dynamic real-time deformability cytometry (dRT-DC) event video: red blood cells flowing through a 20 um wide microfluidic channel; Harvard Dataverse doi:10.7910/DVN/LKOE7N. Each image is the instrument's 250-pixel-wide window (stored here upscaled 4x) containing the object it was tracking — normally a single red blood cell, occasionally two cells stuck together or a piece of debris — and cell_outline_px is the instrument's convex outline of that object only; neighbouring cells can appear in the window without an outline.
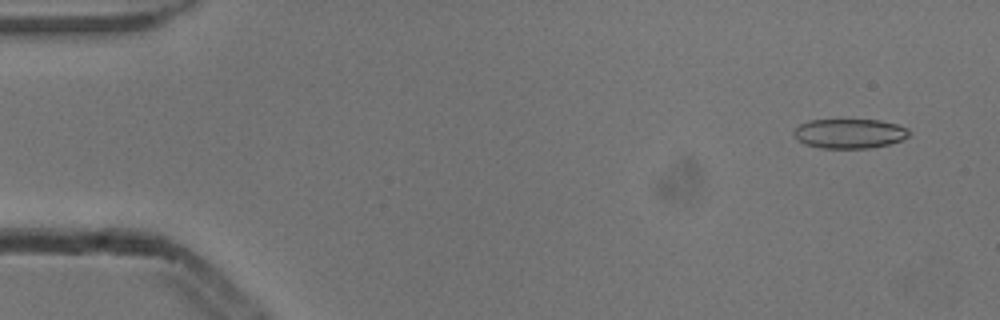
{"species": "common noctule bat (a hibernating species)", "species_latin": "Nyctalus noctula", "temperature_condition": "cold", "stored_images_in_passage": 51, "camera_frame_rate_fps": 3000, "um_per_image_px": 0.085, "animal": {"sex": "male", "body_mass_g": 13.3}, "frame": {"image": 1, "passage_image": 2, "time_ms": 0.333, "image_size_px": [1000, 320], "cell_outline_px": [[912, 132], [908, 136], [900, 140], [888, 144], [868, 148], [820, 148], [804, 144], [796, 140], [792, 132], [800, 124], [808, 120], [880, 120], [896, 124], [908, 128]], "centroid_in_image_um": [72.18, 11.35], "position_along_channel_um": 12.8, "area_um2": 19.94}}
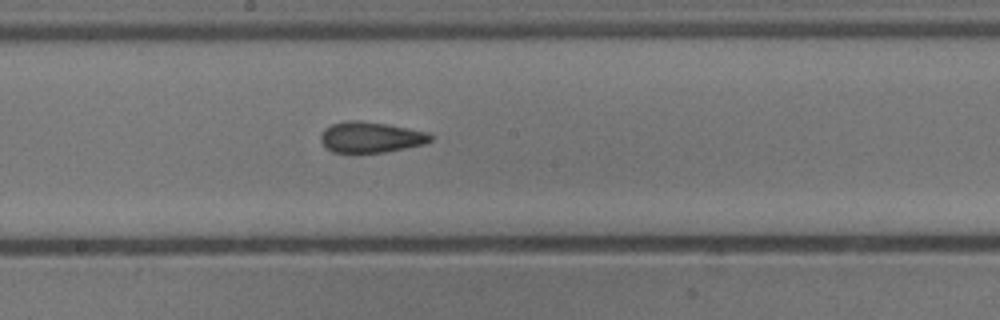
{"frame": {"image": 2, "passage_image": 27, "time_ms": 8.667, "image_size_px": [1000, 320], "cell_outline_px": [[432, 140], [424, 144], [384, 152], [352, 156], [332, 152], [324, 148], [320, 140], [320, 136], [324, 128], [332, 124], [344, 120], [360, 120], [432, 132]], "centroid_in_image_um": [31.45, 11.7], "position_along_channel_um": 216.8, "area_um2": 20.58}}
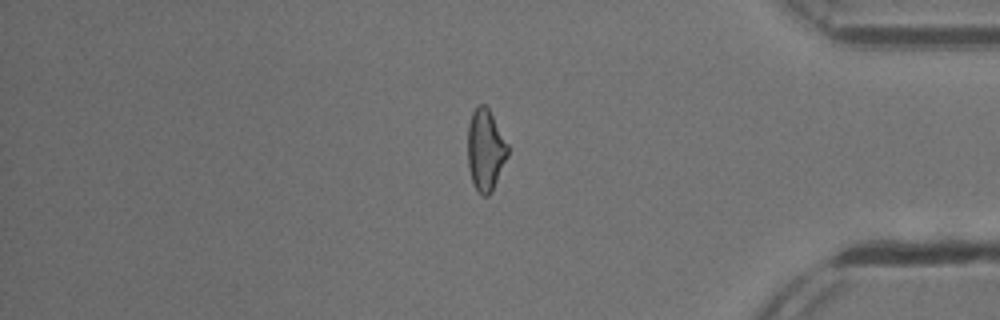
{"frame": {"image": 3, "passage_image": 43, "time_ms": 14.0, "image_size_px": [1000, 320], "cell_outline_px": [[508, 156], [492, 192], [488, 196], [480, 196], [472, 180], [468, 168], [468, 124], [472, 112], [480, 104], [484, 104], [488, 108], [508, 144]], "centroid_in_image_um": [41.26, 12.77], "position_along_channel_um": 393.9, "area_um2": 19.02}, "authors_computed_cell_mechanics": {"area_um2": 19.941, "velocity_mm_per_s": 3.8678, "shape_relaxation_time_tau1_ms": 8.1313, "shape_relaxation_time_tau2_ms": 2.6439, "deformation_change_tau1": 0.1439, "deformation_change_tau2": 0.1114}}